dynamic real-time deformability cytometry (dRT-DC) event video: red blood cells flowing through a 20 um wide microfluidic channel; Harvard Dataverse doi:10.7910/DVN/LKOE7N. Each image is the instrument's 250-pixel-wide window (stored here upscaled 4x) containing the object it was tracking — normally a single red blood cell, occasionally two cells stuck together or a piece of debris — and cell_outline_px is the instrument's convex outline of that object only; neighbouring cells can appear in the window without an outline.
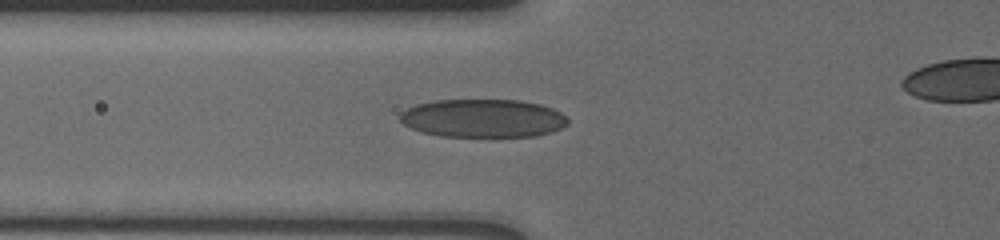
{"species": "human", "species_latin": "Homo sapiens", "temperature_condition": "cold", "stored_images_in_passage": 8, "segment_of_instrument_passage": [1, 2], "camera_frame_rate_fps": 3000, "um_per_image_px": 0.085, "donor": {"sex": "male"}, "frame": {"image": 1, "passage_image": 7, "time_ms": 7.0, "image_size_px": [1000, 240], "cell_outline_px": [[568, 124], [552, 132], [536, 136], [440, 136], [420, 132], [404, 124], [400, 120], [400, 112], [416, 104], [436, 100], [520, 100], [540, 104], [552, 108], [560, 112], [568, 120]], "centroid_in_image_um": [41.04, 10.05], "position_along_channel_um": 84.8, "area_um2": 37.4}}